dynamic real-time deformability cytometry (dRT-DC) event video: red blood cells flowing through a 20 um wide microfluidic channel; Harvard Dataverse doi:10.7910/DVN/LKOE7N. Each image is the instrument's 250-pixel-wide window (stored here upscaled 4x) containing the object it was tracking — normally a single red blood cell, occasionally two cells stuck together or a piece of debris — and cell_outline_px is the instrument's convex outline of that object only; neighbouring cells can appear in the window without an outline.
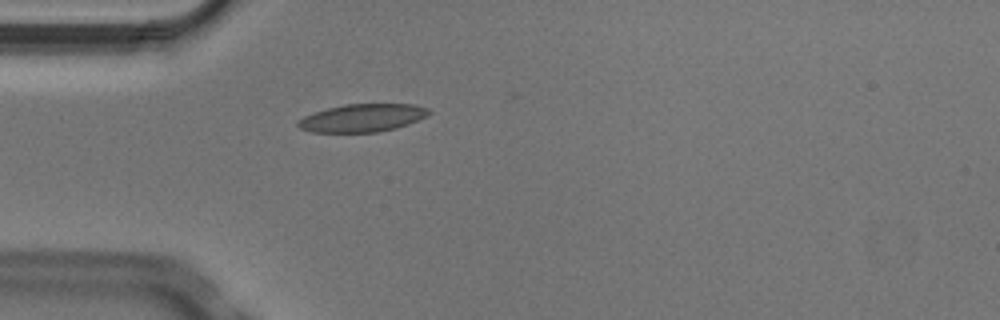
{"species": "Egyptian fruit bat (a non-hibernating species)", "species_latin": "Rousettus aegyptiacus", "temperature_condition": "cold", "stored_images_in_passage": 3, "camera_frame_rate_fps": 3000, "um_per_image_px": 0.085, "animal": {"sex": "male"}, "frame": {"image": 1, "passage_image": 3, "time_ms": 0.667, "image_size_px": [1000, 320], "cell_outline_px": [[432, 112], [408, 124], [396, 128], [376, 132], [312, 132], [300, 128], [296, 124], [296, 120], [304, 116], [328, 108], [344, 104], [412, 104], [428, 108]], "centroid_in_image_um": [30.77, 10.02], "position_along_channel_um": 54.2, "area_um2": 21.1}}